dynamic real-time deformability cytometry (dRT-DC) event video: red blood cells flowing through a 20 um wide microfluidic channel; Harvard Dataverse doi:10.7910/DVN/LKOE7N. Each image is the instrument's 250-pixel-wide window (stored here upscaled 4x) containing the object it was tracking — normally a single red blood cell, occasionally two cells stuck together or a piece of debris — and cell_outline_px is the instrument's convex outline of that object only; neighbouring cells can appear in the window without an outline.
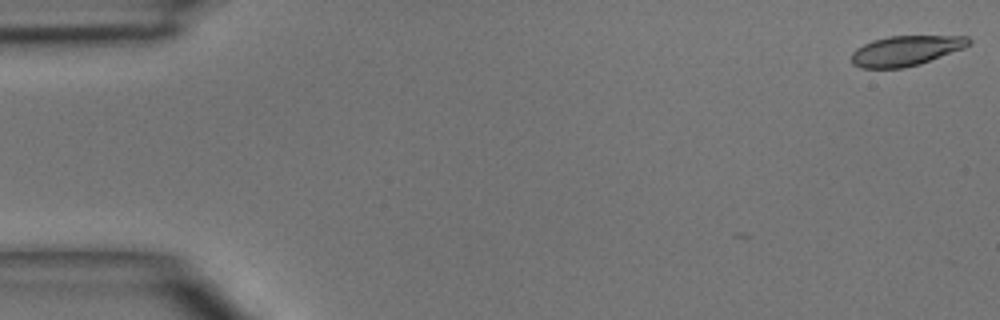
{"species": "common noctule bat (a hibernating species)", "species_latin": "Nyctalus noctula", "temperature_condition": "room temperature", "stored_images_in_passage": 4, "camera_frame_rate_fps": 3000, "um_per_image_px": 0.085, "animal": {"sex": "male", "body_mass_g": 15.6}, "frame": {"image": 1, "passage_image": 1, "time_ms": 0.0, "image_size_px": [1000, 320], "cell_outline_px": [[972, 44], [964, 48], [920, 64], [904, 68], [860, 68], [852, 64], [852, 52], [856, 48], [872, 40], [888, 36], [968, 36], [972, 40]], "centroid_in_image_um": [77.01, 4.31], "position_along_channel_um": 8.0, "area_um2": 20.69}}
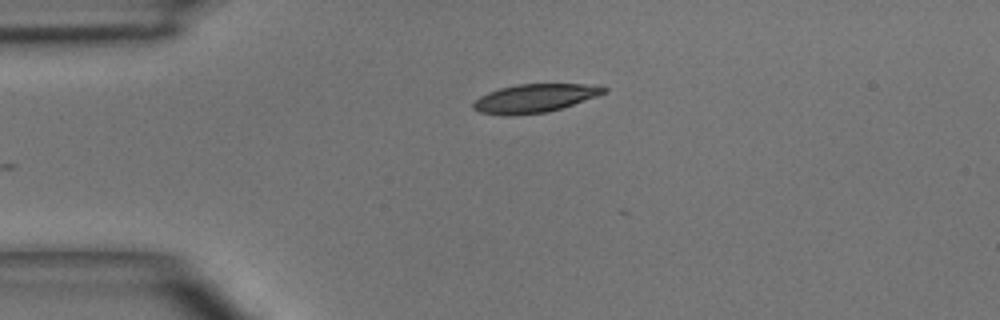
{"frame": {"image": 2, "passage_image": 3, "time_ms": 3.333, "image_size_px": [1000, 320], "cell_outline_px": [[608, 92], [548, 112], [508, 116], [480, 112], [472, 108], [472, 104], [480, 96], [488, 92], [500, 88], [516, 84], [600, 84], [608, 88]], "centroid_in_image_um": [45.46, 8.34], "position_along_channel_um": 39.5, "area_um2": 21.68}}